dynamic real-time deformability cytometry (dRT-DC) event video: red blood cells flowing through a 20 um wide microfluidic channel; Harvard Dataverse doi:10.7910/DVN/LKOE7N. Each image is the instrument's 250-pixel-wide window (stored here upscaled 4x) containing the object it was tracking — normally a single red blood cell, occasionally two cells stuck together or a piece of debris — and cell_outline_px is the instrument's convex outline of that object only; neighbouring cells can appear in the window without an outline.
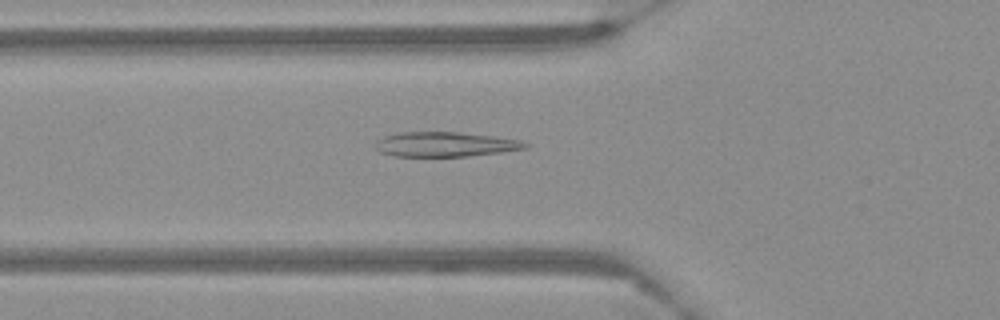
{"species": "Egyptian fruit bat (a non-hibernating species)", "species_latin": "Rousettus aegyptiacus", "temperature_condition": "warm", "stored_images_in_passage": 58, "camera_frame_rate_fps": 3000, "um_per_image_px": 0.085, "frame": {"image": 1, "passage_image": 21, "time_ms": 6.667, "image_size_px": [1000, 320], "cell_outline_px": [[528, 148], [500, 152], [468, 156], [392, 156], [380, 152], [376, 148], [376, 140], [384, 136], [400, 132], [460, 132], [492, 136], [520, 140], [528, 144]], "centroid_in_image_um": [37.82, 12.26], "position_along_channel_um": 88.0, "area_um2": 21.5}}
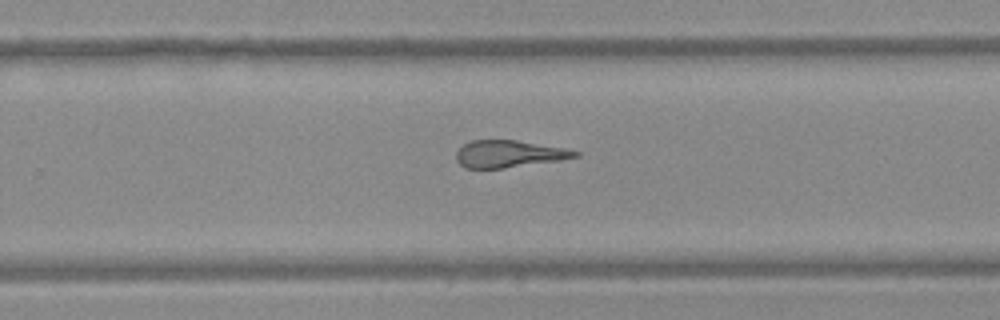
{"frame": {"image": 2, "passage_image": 38, "time_ms": 12.333, "image_size_px": [1000, 320], "cell_outline_px": [[580, 156], [560, 160], [504, 168], [464, 168], [456, 160], [456, 152], [464, 144], [472, 140], [516, 140], [568, 148], [580, 152]], "centroid_in_image_um": [43.29, 13.08], "position_along_channel_um": 286.5, "area_um2": 18.84}}
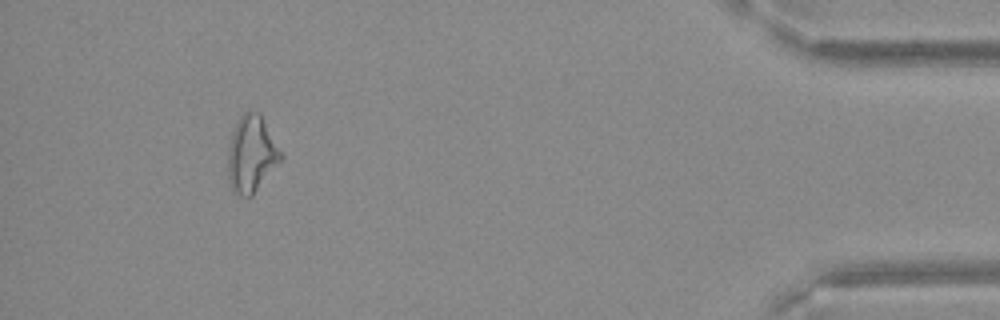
{"frame": {"image": 3, "passage_image": 54, "time_ms": 17.667, "image_size_px": [1000, 320], "cell_outline_px": [[284, 156], [252, 196], [240, 196], [232, 192], [228, 180], [228, 148], [232, 132], [240, 116], [248, 108], [260, 112]], "centroid_in_image_um": [21.36, 13.07], "position_along_channel_um": 413.8, "area_um2": 23.81}}